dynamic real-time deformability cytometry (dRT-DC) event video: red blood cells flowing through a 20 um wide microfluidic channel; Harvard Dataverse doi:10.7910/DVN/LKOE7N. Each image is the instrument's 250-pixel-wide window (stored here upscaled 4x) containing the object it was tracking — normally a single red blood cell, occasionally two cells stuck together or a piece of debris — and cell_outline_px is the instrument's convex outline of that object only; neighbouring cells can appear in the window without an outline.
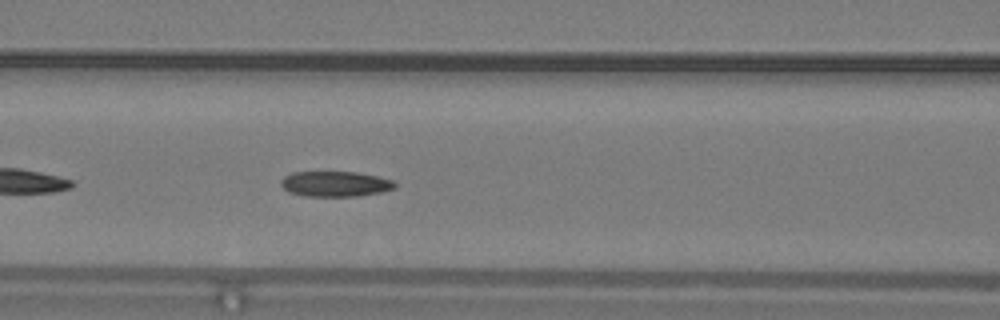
{"species": "common noctule bat (a hibernating species)", "species_latin": "Nyctalus noctula", "temperature_condition": "warm", "stored_images_in_passage": 30, "camera_frame_rate_fps": 3000, "um_per_image_px": 0.085, "animal": {"sex": "male", "body_mass_g": 19.2, "forearm_length_mm": 51.8}, "frame": {"image": 1, "passage_image": 9, "time_ms": 2.667, "image_size_px": [1000, 320], "cell_outline_px": [[392, 184], [388, 188], [368, 192], [296, 192], [288, 188], [284, 184], [284, 180], [292, 176], [304, 172], [344, 172], [368, 176], [384, 180]], "centroid_in_image_um": [28.42, 15.53], "position_along_channel_um": 138.2, "area_um2": 12.72}, "authors_computed_cell_mechanics": {"area_um2": 13.2651, "velocity_mm_per_s": 4.1921, "shape_relaxation_time_tau1_ms": null, "shape_relaxation_time_tau2_ms": 5.0172, "deformation_change_tau1": null, "deformation_change_tau2": 0.131}}